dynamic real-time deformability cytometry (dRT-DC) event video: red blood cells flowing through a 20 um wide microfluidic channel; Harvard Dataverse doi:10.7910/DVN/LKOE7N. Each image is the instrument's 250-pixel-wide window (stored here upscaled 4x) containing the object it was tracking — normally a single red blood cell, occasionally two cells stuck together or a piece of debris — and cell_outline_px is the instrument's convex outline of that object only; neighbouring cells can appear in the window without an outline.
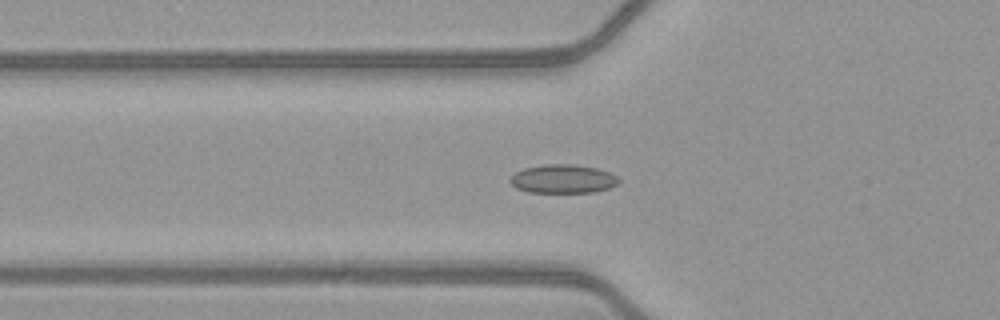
{"species": "common noctule bat (a hibernating species)", "species_latin": "Nyctalus noctula", "temperature_condition": "warm", "stored_images_in_passage": 51, "camera_frame_rate_fps": 3000, "um_per_image_px": 0.085, "animal": {"sex": "female", "body_mass_g": 21.9}, "frame": {"image": 1, "passage_image": 19, "time_ms": 6.0, "image_size_px": [1000, 320], "cell_outline_px": [[620, 184], [608, 188], [592, 192], [528, 192], [516, 188], [508, 180], [516, 172], [524, 168], [548, 164], [572, 164], [596, 168], [608, 172], [616, 176], [620, 180]], "centroid_in_image_um": [47.85, 15.21], "position_along_channel_um": 77.9, "area_um2": 18.03}}
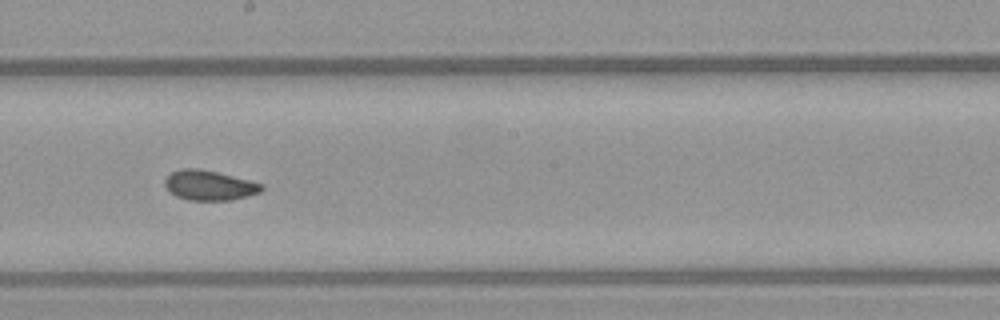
{"frame": {"image": 2, "passage_image": 30, "time_ms": 9.667, "image_size_px": [1000, 320], "cell_outline_px": [[264, 188], [260, 192], [248, 196], [232, 200], [188, 200], [176, 196], [168, 192], [164, 184], [164, 180], [172, 172], [184, 168], [200, 168], [264, 184]], "centroid_in_image_um": [17.78, 15.76], "position_along_channel_um": 230.4, "area_um2": 16.88}}
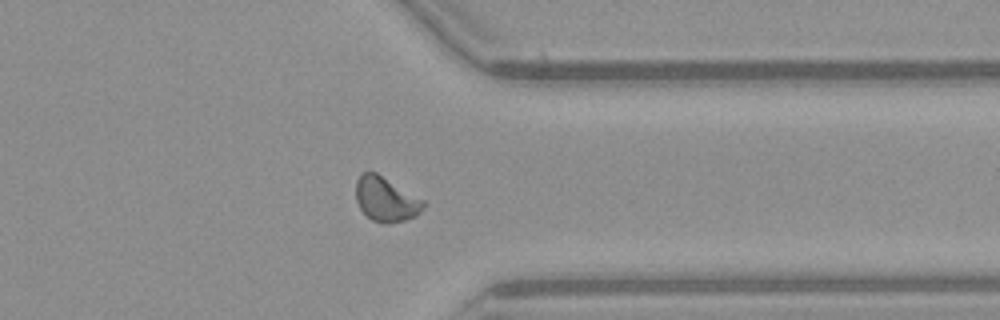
{"frame": {"image": 3, "passage_image": 41, "time_ms": 13.333, "image_size_px": [1000, 320], "cell_outline_px": [[424, 208], [416, 216], [404, 220], [388, 224], [384, 224], [372, 220], [360, 208], [356, 200], [356, 180], [364, 172], [376, 172], [424, 200]], "centroid_in_image_um": [32.8, 16.95], "position_along_channel_um": 378.6, "area_um2": 17.4}, "authors_computed_cell_mechanics": {"area_um2": 17.1666, "velocity_mm_per_s": 4.1247, "shape_relaxation_time_tau1_ms": 5.2387, "shape_relaxation_time_tau2_ms": 0.9322, "deformation_change_tau1": 0.128, "deformation_change_tau2": 0.048}}